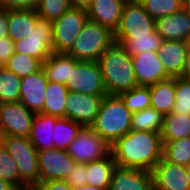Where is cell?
I'll return each instance as SVG.
<instances>
[{"label": "cell", "mask_w": 190, "mask_h": 190, "mask_svg": "<svg viewBox=\"0 0 190 190\" xmlns=\"http://www.w3.org/2000/svg\"><path fill=\"white\" fill-rule=\"evenodd\" d=\"M118 167L152 171L163 158L161 136L155 132L130 130L111 145Z\"/></svg>", "instance_id": "obj_1"}, {"label": "cell", "mask_w": 190, "mask_h": 190, "mask_svg": "<svg viewBox=\"0 0 190 190\" xmlns=\"http://www.w3.org/2000/svg\"><path fill=\"white\" fill-rule=\"evenodd\" d=\"M108 95H120L138 86L131 55L114 42L98 59Z\"/></svg>", "instance_id": "obj_2"}, {"label": "cell", "mask_w": 190, "mask_h": 190, "mask_svg": "<svg viewBox=\"0 0 190 190\" xmlns=\"http://www.w3.org/2000/svg\"><path fill=\"white\" fill-rule=\"evenodd\" d=\"M132 114L118 95L104 96L91 128L112 145L131 130Z\"/></svg>", "instance_id": "obj_3"}, {"label": "cell", "mask_w": 190, "mask_h": 190, "mask_svg": "<svg viewBox=\"0 0 190 190\" xmlns=\"http://www.w3.org/2000/svg\"><path fill=\"white\" fill-rule=\"evenodd\" d=\"M114 42V32L88 19L66 54L74 57L77 61L97 62Z\"/></svg>", "instance_id": "obj_4"}, {"label": "cell", "mask_w": 190, "mask_h": 190, "mask_svg": "<svg viewBox=\"0 0 190 190\" xmlns=\"http://www.w3.org/2000/svg\"><path fill=\"white\" fill-rule=\"evenodd\" d=\"M4 149L19 170V187L36 186L40 182L38 154L28 137L5 135Z\"/></svg>", "instance_id": "obj_5"}, {"label": "cell", "mask_w": 190, "mask_h": 190, "mask_svg": "<svg viewBox=\"0 0 190 190\" xmlns=\"http://www.w3.org/2000/svg\"><path fill=\"white\" fill-rule=\"evenodd\" d=\"M87 21V10L77 7H70L60 18L53 21V52L67 53Z\"/></svg>", "instance_id": "obj_6"}, {"label": "cell", "mask_w": 190, "mask_h": 190, "mask_svg": "<svg viewBox=\"0 0 190 190\" xmlns=\"http://www.w3.org/2000/svg\"><path fill=\"white\" fill-rule=\"evenodd\" d=\"M65 85L70 92L108 95L98 62L77 61L74 68H70V80Z\"/></svg>", "instance_id": "obj_7"}, {"label": "cell", "mask_w": 190, "mask_h": 190, "mask_svg": "<svg viewBox=\"0 0 190 190\" xmlns=\"http://www.w3.org/2000/svg\"><path fill=\"white\" fill-rule=\"evenodd\" d=\"M67 152L77 163H89L107 158L111 154V145L91 127H83Z\"/></svg>", "instance_id": "obj_8"}, {"label": "cell", "mask_w": 190, "mask_h": 190, "mask_svg": "<svg viewBox=\"0 0 190 190\" xmlns=\"http://www.w3.org/2000/svg\"><path fill=\"white\" fill-rule=\"evenodd\" d=\"M53 24L38 17L25 39L14 42V52L27 54L44 62L53 52Z\"/></svg>", "instance_id": "obj_9"}, {"label": "cell", "mask_w": 190, "mask_h": 190, "mask_svg": "<svg viewBox=\"0 0 190 190\" xmlns=\"http://www.w3.org/2000/svg\"><path fill=\"white\" fill-rule=\"evenodd\" d=\"M156 29L155 20L138 0H127L114 37L149 35Z\"/></svg>", "instance_id": "obj_10"}, {"label": "cell", "mask_w": 190, "mask_h": 190, "mask_svg": "<svg viewBox=\"0 0 190 190\" xmlns=\"http://www.w3.org/2000/svg\"><path fill=\"white\" fill-rule=\"evenodd\" d=\"M38 163L40 181L65 180L70 174L76 161L68 154L67 150H38Z\"/></svg>", "instance_id": "obj_11"}, {"label": "cell", "mask_w": 190, "mask_h": 190, "mask_svg": "<svg viewBox=\"0 0 190 190\" xmlns=\"http://www.w3.org/2000/svg\"><path fill=\"white\" fill-rule=\"evenodd\" d=\"M103 97L69 92L65 118L75 121L83 127H91L96 120Z\"/></svg>", "instance_id": "obj_12"}, {"label": "cell", "mask_w": 190, "mask_h": 190, "mask_svg": "<svg viewBox=\"0 0 190 190\" xmlns=\"http://www.w3.org/2000/svg\"><path fill=\"white\" fill-rule=\"evenodd\" d=\"M34 115L20 101L0 104V126L5 135L28 137Z\"/></svg>", "instance_id": "obj_13"}, {"label": "cell", "mask_w": 190, "mask_h": 190, "mask_svg": "<svg viewBox=\"0 0 190 190\" xmlns=\"http://www.w3.org/2000/svg\"><path fill=\"white\" fill-rule=\"evenodd\" d=\"M131 57L138 86H150L171 77L161 63L158 52H143Z\"/></svg>", "instance_id": "obj_14"}, {"label": "cell", "mask_w": 190, "mask_h": 190, "mask_svg": "<svg viewBox=\"0 0 190 190\" xmlns=\"http://www.w3.org/2000/svg\"><path fill=\"white\" fill-rule=\"evenodd\" d=\"M154 190H190L185 166L162 158L151 171Z\"/></svg>", "instance_id": "obj_15"}, {"label": "cell", "mask_w": 190, "mask_h": 190, "mask_svg": "<svg viewBox=\"0 0 190 190\" xmlns=\"http://www.w3.org/2000/svg\"><path fill=\"white\" fill-rule=\"evenodd\" d=\"M47 82L42 69L37 73L21 78L19 101L34 114H40L43 111Z\"/></svg>", "instance_id": "obj_16"}, {"label": "cell", "mask_w": 190, "mask_h": 190, "mask_svg": "<svg viewBox=\"0 0 190 190\" xmlns=\"http://www.w3.org/2000/svg\"><path fill=\"white\" fill-rule=\"evenodd\" d=\"M156 31L162 40L188 41L190 39V11L182 9L155 20Z\"/></svg>", "instance_id": "obj_17"}, {"label": "cell", "mask_w": 190, "mask_h": 190, "mask_svg": "<svg viewBox=\"0 0 190 190\" xmlns=\"http://www.w3.org/2000/svg\"><path fill=\"white\" fill-rule=\"evenodd\" d=\"M127 0H92L86 9L88 19L116 32Z\"/></svg>", "instance_id": "obj_18"}, {"label": "cell", "mask_w": 190, "mask_h": 190, "mask_svg": "<svg viewBox=\"0 0 190 190\" xmlns=\"http://www.w3.org/2000/svg\"><path fill=\"white\" fill-rule=\"evenodd\" d=\"M157 52L166 72L171 77L186 76V41L162 40Z\"/></svg>", "instance_id": "obj_19"}, {"label": "cell", "mask_w": 190, "mask_h": 190, "mask_svg": "<svg viewBox=\"0 0 190 190\" xmlns=\"http://www.w3.org/2000/svg\"><path fill=\"white\" fill-rule=\"evenodd\" d=\"M108 190H154L152 173L117 166Z\"/></svg>", "instance_id": "obj_20"}, {"label": "cell", "mask_w": 190, "mask_h": 190, "mask_svg": "<svg viewBox=\"0 0 190 190\" xmlns=\"http://www.w3.org/2000/svg\"><path fill=\"white\" fill-rule=\"evenodd\" d=\"M58 118L55 115L45 113L34 115L28 138L37 151L55 148L52 136Z\"/></svg>", "instance_id": "obj_21"}, {"label": "cell", "mask_w": 190, "mask_h": 190, "mask_svg": "<svg viewBox=\"0 0 190 190\" xmlns=\"http://www.w3.org/2000/svg\"><path fill=\"white\" fill-rule=\"evenodd\" d=\"M77 60L66 53H52L42 63V70L48 81L64 84L70 80V68H74Z\"/></svg>", "instance_id": "obj_22"}, {"label": "cell", "mask_w": 190, "mask_h": 190, "mask_svg": "<svg viewBox=\"0 0 190 190\" xmlns=\"http://www.w3.org/2000/svg\"><path fill=\"white\" fill-rule=\"evenodd\" d=\"M36 9H22L8 11V33L15 42L29 36L38 18Z\"/></svg>", "instance_id": "obj_23"}, {"label": "cell", "mask_w": 190, "mask_h": 190, "mask_svg": "<svg viewBox=\"0 0 190 190\" xmlns=\"http://www.w3.org/2000/svg\"><path fill=\"white\" fill-rule=\"evenodd\" d=\"M150 107L164 116L171 113L175 103V77L159 81L149 86Z\"/></svg>", "instance_id": "obj_24"}, {"label": "cell", "mask_w": 190, "mask_h": 190, "mask_svg": "<svg viewBox=\"0 0 190 190\" xmlns=\"http://www.w3.org/2000/svg\"><path fill=\"white\" fill-rule=\"evenodd\" d=\"M116 167L112 154L102 160L86 163L87 185L108 190Z\"/></svg>", "instance_id": "obj_25"}, {"label": "cell", "mask_w": 190, "mask_h": 190, "mask_svg": "<svg viewBox=\"0 0 190 190\" xmlns=\"http://www.w3.org/2000/svg\"><path fill=\"white\" fill-rule=\"evenodd\" d=\"M160 136L163 145L190 136V116L174 112L165 115Z\"/></svg>", "instance_id": "obj_26"}, {"label": "cell", "mask_w": 190, "mask_h": 190, "mask_svg": "<svg viewBox=\"0 0 190 190\" xmlns=\"http://www.w3.org/2000/svg\"><path fill=\"white\" fill-rule=\"evenodd\" d=\"M114 38L131 56L149 51L157 52L162 42L156 29L149 35Z\"/></svg>", "instance_id": "obj_27"}, {"label": "cell", "mask_w": 190, "mask_h": 190, "mask_svg": "<svg viewBox=\"0 0 190 190\" xmlns=\"http://www.w3.org/2000/svg\"><path fill=\"white\" fill-rule=\"evenodd\" d=\"M69 92L66 85L48 81L42 113L65 117L66 101Z\"/></svg>", "instance_id": "obj_28"}, {"label": "cell", "mask_w": 190, "mask_h": 190, "mask_svg": "<svg viewBox=\"0 0 190 190\" xmlns=\"http://www.w3.org/2000/svg\"><path fill=\"white\" fill-rule=\"evenodd\" d=\"M82 125L65 117H59L55 123L52 140L58 150H67L80 133Z\"/></svg>", "instance_id": "obj_29"}, {"label": "cell", "mask_w": 190, "mask_h": 190, "mask_svg": "<svg viewBox=\"0 0 190 190\" xmlns=\"http://www.w3.org/2000/svg\"><path fill=\"white\" fill-rule=\"evenodd\" d=\"M164 115L152 107L134 112L131 120V130L149 131L160 134L163 127Z\"/></svg>", "instance_id": "obj_30"}, {"label": "cell", "mask_w": 190, "mask_h": 190, "mask_svg": "<svg viewBox=\"0 0 190 190\" xmlns=\"http://www.w3.org/2000/svg\"><path fill=\"white\" fill-rule=\"evenodd\" d=\"M163 158L172 164L188 166L190 164V136L165 143Z\"/></svg>", "instance_id": "obj_31"}, {"label": "cell", "mask_w": 190, "mask_h": 190, "mask_svg": "<svg viewBox=\"0 0 190 190\" xmlns=\"http://www.w3.org/2000/svg\"><path fill=\"white\" fill-rule=\"evenodd\" d=\"M42 61L23 53L15 52L4 65L20 78L37 73L42 69Z\"/></svg>", "instance_id": "obj_32"}, {"label": "cell", "mask_w": 190, "mask_h": 190, "mask_svg": "<svg viewBox=\"0 0 190 190\" xmlns=\"http://www.w3.org/2000/svg\"><path fill=\"white\" fill-rule=\"evenodd\" d=\"M21 92V78L8 70L0 69V104L19 101Z\"/></svg>", "instance_id": "obj_33"}, {"label": "cell", "mask_w": 190, "mask_h": 190, "mask_svg": "<svg viewBox=\"0 0 190 190\" xmlns=\"http://www.w3.org/2000/svg\"><path fill=\"white\" fill-rule=\"evenodd\" d=\"M118 96L123 100L125 107L132 113L144 110L150 107L151 104L149 86H137Z\"/></svg>", "instance_id": "obj_34"}, {"label": "cell", "mask_w": 190, "mask_h": 190, "mask_svg": "<svg viewBox=\"0 0 190 190\" xmlns=\"http://www.w3.org/2000/svg\"><path fill=\"white\" fill-rule=\"evenodd\" d=\"M146 12L156 20L183 9L182 0H138Z\"/></svg>", "instance_id": "obj_35"}, {"label": "cell", "mask_w": 190, "mask_h": 190, "mask_svg": "<svg viewBox=\"0 0 190 190\" xmlns=\"http://www.w3.org/2000/svg\"><path fill=\"white\" fill-rule=\"evenodd\" d=\"M172 112L190 116V77H175V103Z\"/></svg>", "instance_id": "obj_36"}, {"label": "cell", "mask_w": 190, "mask_h": 190, "mask_svg": "<svg viewBox=\"0 0 190 190\" xmlns=\"http://www.w3.org/2000/svg\"><path fill=\"white\" fill-rule=\"evenodd\" d=\"M71 7L69 0H40L36 10L38 16L47 21H55Z\"/></svg>", "instance_id": "obj_37"}, {"label": "cell", "mask_w": 190, "mask_h": 190, "mask_svg": "<svg viewBox=\"0 0 190 190\" xmlns=\"http://www.w3.org/2000/svg\"><path fill=\"white\" fill-rule=\"evenodd\" d=\"M0 179L19 187L18 165L4 148L0 150Z\"/></svg>", "instance_id": "obj_38"}, {"label": "cell", "mask_w": 190, "mask_h": 190, "mask_svg": "<svg viewBox=\"0 0 190 190\" xmlns=\"http://www.w3.org/2000/svg\"><path fill=\"white\" fill-rule=\"evenodd\" d=\"M65 180L72 188L87 185L86 163H76L73 171Z\"/></svg>", "instance_id": "obj_39"}, {"label": "cell", "mask_w": 190, "mask_h": 190, "mask_svg": "<svg viewBox=\"0 0 190 190\" xmlns=\"http://www.w3.org/2000/svg\"><path fill=\"white\" fill-rule=\"evenodd\" d=\"M40 0H2V9L7 11L36 9Z\"/></svg>", "instance_id": "obj_40"}, {"label": "cell", "mask_w": 190, "mask_h": 190, "mask_svg": "<svg viewBox=\"0 0 190 190\" xmlns=\"http://www.w3.org/2000/svg\"><path fill=\"white\" fill-rule=\"evenodd\" d=\"M36 188L38 190H72L73 189L67 183V181L63 179L40 181L36 185Z\"/></svg>", "instance_id": "obj_41"}, {"label": "cell", "mask_w": 190, "mask_h": 190, "mask_svg": "<svg viewBox=\"0 0 190 190\" xmlns=\"http://www.w3.org/2000/svg\"><path fill=\"white\" fill-rule=\"evenodd\" d=\"M14 53V41L10 37L0 39V62L3 65Z\"/></svg>", "instance_id": "obj_42"}, {"label": "cell", "mask_w": 190, "mask_h": 190, "mask_svg": "<svg viewBox=\"0 0 190 190\" xmlns=\"http://www.w3.org/2000/svg\"><path fill=\"white\" fill-rule=\"evenodd\" d=\"M8 22V11L0 9V39L9 37Z\"/></svg>", "instance_id": "obj_43"}, {"label": "cell", "mask_w": 190, "mask_h": 190, "mask_svg": "<svg viewBox=\"0 0 190 190\" xmlns=\"http://www.w3.org/2000/svg\"><path fill=\"white\" fill-rule=\"evenodd\" d=\"M71 7L84 8L87 9L92 0H69Z\"/></svg>", "instance_id": "obj_44"}, {"label": "cell", "mask_w": 190, "mask_h": 190, "mask_svg": "<svg viewBox=\"0 0 190 190\" xmlns=\"http://www.w3.org/2000/svg\"><path fill=\"white\" fill-rule=\"evenodd\" d=\"M15 187L9 182L0 179V190H14Z\"/></svg>", "instance_id": "obj_45"}, {"label": "cell", "mask_w": 190, "mask_h": 190, "mask_svg": "<svg viewBox=\"0 0 190 190\" xmlns=\"http://www.w3.org/2000/svg\"><path fill=\"white\" fill-rule=\"evenodd\" d=\"M72 190H107V189H102V188H99V187H93V186H90V185H83L81 187H74Z\"/></svg>", "instance_id": "obj_46"}, {"label": "cell", "mask_w": 190, "mask_h": 190, "mask_svg": "<svg viewBox=\"0 0 190 190\" xmlns=\"http://www.w3.org/2000/svg\"><path fill=\"white\" fill-rule=\"evenodd\" d=\"M4 139H5V132L0 126V150L4 148Z\"/></svg>", "instance_id": "obj_47"}, {"label": "cell", "mask_w": 190, "mask_h": 190, "mask_svg": "<svg viewBox=\"0 0 190 190\" xmlns=\"http://www.w3.org/2000/svg\"><path fill=\"white\" fill-rule=\"evenodd\" d=\"M186 76L190 77V52H187Z\"/></svg>", "instance_id": "obj_48"}, {"label": "cell", "mask_w": 190, "mask_h": 190, "mask_svg": "<svg viewBox=\"0 0 190 190\" xmlns=\"http://www.w3.org/2000/svg\"><path fill=\"white\" fill-rule=\"evenodd\" d=\"M14 190H38L36 186H24V187H18L15 188Z\"/></svg>", "instance_id": "obj_49"}, {"label": "cell", "mask_w": 190, "mask_h": 190, "mask_svg": "<svg viewBox=\"0 0 190 190\" xmlns=\"http://www.w3.org/2000/svg\"><path fill=\"white\" fill-rule=\"evenodd\" d=\"M183 9L190 11V0H182Z\"/></svg>", "instance_id": "obj_50"}, {"label": "cell", "mask_w": 190, "mask_h": 190, "mask_svg": "<svg viewBox=\"0 0 190 190\" xmlns=\"http://www.w3.org/2000/svg\"><path fill=\"white\" fill-rule=\"evenodd\" d=\"M185 169H186L187 179L190 185V164L188 166H185Z\"/></svg>", "instance_id": "obj_51"}, {"label": "cell", "mask_w": 190, "mask_h": 190, "mask_svg": "<svg viewBox=\"0 0 190 190\" xmlns=\"http://www.w3.org/2000/svg\"><path fill=\"white\" fill-rule=\"evenodd\" d=\"M186 45H187V52H190V39L186 41Z\"/></svg>", "instance_id": "obj_52"}, {"label": "cell", "mask_w": 190, "mask_h": 190, "mask_svg": "<svg viewBox=\"0 0 190 190\" xmlns=\"http://www.w3.org/2000/svg\"><path fill=\"white\" fill-rule=\"evenodd\" d=\"M0 9H2V0H0Z\"/></svg>", "instance_id": "obj_53"}, {"label": "cell", "mask_w": 190, "mask_h": 190, "mask_svg": "<svg viewBox=\"0 0 190 190\" xmlns=\"http://www.w3.org/2000/svg\"><path fill=\"white\" fill-rule=\"evenodd\" d=\"M2 67H4V65L0 62V69H1Z\"/></svg>", "instance_id": "obj_54"}]
</instances>
